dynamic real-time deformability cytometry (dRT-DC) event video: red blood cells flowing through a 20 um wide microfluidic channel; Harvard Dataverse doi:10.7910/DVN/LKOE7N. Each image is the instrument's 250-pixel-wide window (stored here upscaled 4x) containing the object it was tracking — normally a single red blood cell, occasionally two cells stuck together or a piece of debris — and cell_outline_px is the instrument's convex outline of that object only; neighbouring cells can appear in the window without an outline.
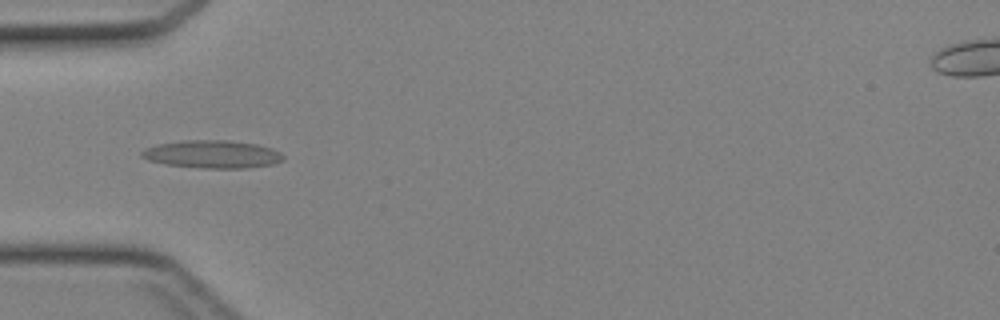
{"species": "Egyptian fruit bat (a non-hibernating species)", "species_latin": "Rousettus aegyptiacus", "temperature_condition": "cold", "stored_images_in_passage": 45, "camera_frame_rate_fps": 3000, "um_per_image_px": 0.085, "animal": {"sex": "female"}, "frame": {"image": 1, "passage_image": 15, "time_ms": 4.667, "image_size_px": [1000, 320], "cell_outline_px": [[284, 160], [272, 164], [244, 168], [200, 168], [168, 164], [148, 160], [140, 156], [140, 152], [144, 148], [156, 144], [184, 140], [228, 140], [256, 144], [272, 148], [280, 152], [284, 156]], "centroid_in_image_um": [18.03, 13.1], "position_along_channel_um": 67.0, "area_um2": 23.0}}
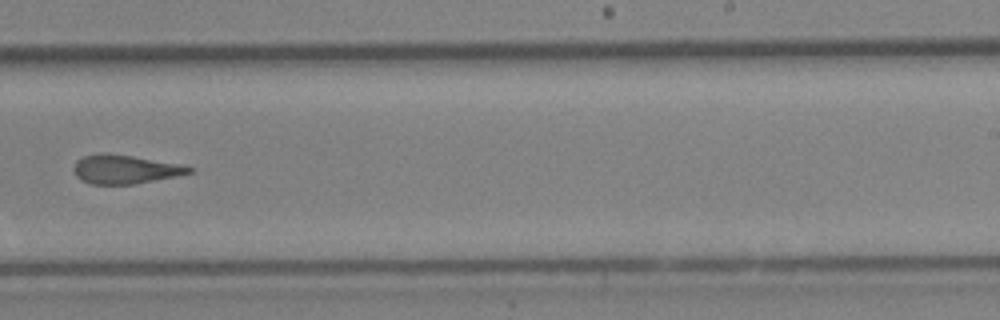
{"frame": {"image": 2, "passage_image": 29, "time_ms": 9.333, "image_size_px": [1000, 320], "cell_outline_px": [[192, 172], [132, 184], [92, 184], [80, 180], [76, 176], [72, 168], [76, 160], [84, 156], [100, 152], [108, 152], [180, 164], [192, 168]], "centroid_in_image_um": [10.52, 14.37], "position_along_channel_um": 278.5, "area_um2": 19.19}}
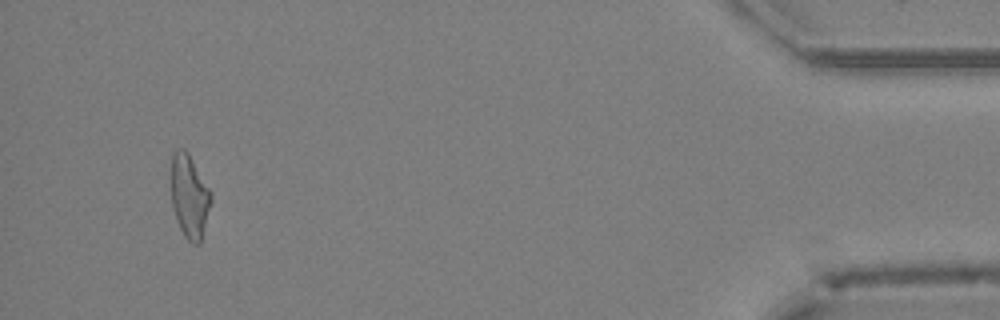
{"frame": {"image": 3, "passage_image": 43, "time_ms": 14.0, "image_size_px": [1000, 320], "cell_outline_px": [[212, 200], [200, 244], [192, 244], [184, 236], [176, 220], [172, 208], [172, 152], [180, 148], [184, 148], [188, 152], [212, 192]], "centroid_in_image_um": [16.12, 16.69], "position_along_channel_um": 419.1, "area_um2": 19.48}}